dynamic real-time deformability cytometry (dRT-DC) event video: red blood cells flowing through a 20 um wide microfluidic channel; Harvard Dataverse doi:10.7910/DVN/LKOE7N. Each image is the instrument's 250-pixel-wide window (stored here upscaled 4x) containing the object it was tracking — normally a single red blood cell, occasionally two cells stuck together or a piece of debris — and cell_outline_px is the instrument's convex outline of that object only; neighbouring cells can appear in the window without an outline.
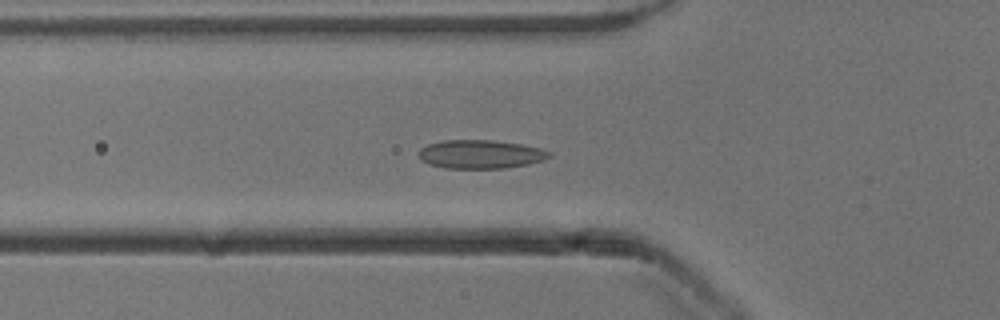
{"species": "common noctule bat (a hibernating species)", "species_latin": "Nyctalus noctula", "temperature_condition": "cold", "stored_images_in_passage": 29, "camera_frame_rate_fps": 3000, "um_per_image_px": 0.085, "animal": {"sex": "male", "body_mass_g": 13.3}, "frame": {"image": 1, "passage_image": 19, "time_ms": 6.0, "image_size_px": [1000, 320], "cell_outline_px": [[552, 156], [544, 160], [528, 164], [504, 168], [444, 168], [428, 164], [420, 160], [416, 156], [416, 152], [420, 148], [428, 144], [444, 140], [492, 140], [524, 144], [540, 148], [552, 152]], "centroid_in_image_um": [40.82, 13.11], "position_along_channel_um": 85.0, "area_um2": 22.14}}
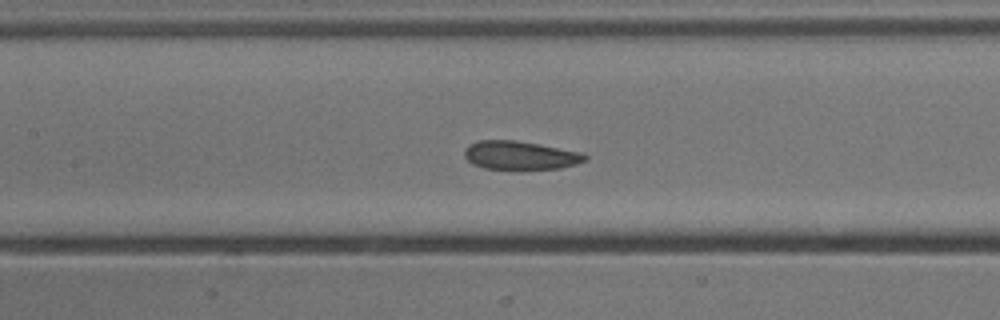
{"frame": {"image": 2, "passage_image": 25, "time_ms": 8.0, "image_size_px": [1000, 320], "cell_outline_px": [[588, 160], [576, 164], [560, 168], [484, 168], [472, 164], [464, 156], [464, 148], [468, 144], [480, 140], [516, 140], [584, 152], [588, 156]], "centroid_in_image_um": [44.23, 13.18], "position_along_channel_um": 163.2, "area_um2": 20.0}}
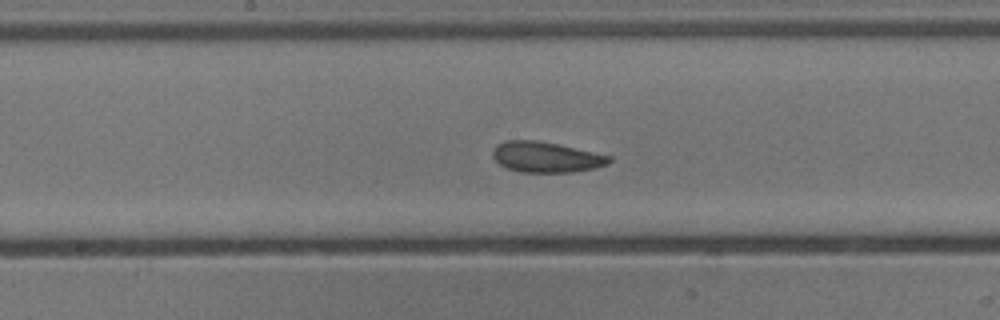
{"frame": {"image": 3, "passage_image": 28, "time_ms": 9.0, "image_size_px": [1000, 320], "cell_outline_px": [[612, 160], [608, 164], [592, 168], [572, 172], [520, 172], [508, 168], [500, 164], [492, 156], [492, 152], [496, 144], [504, 140], [536, 140], [556, 144], [612, 156]], "centroid_in_image_um": [46.39, 13.35], "position_along_channel_um": 201.8, "area_um2": 20.58}}